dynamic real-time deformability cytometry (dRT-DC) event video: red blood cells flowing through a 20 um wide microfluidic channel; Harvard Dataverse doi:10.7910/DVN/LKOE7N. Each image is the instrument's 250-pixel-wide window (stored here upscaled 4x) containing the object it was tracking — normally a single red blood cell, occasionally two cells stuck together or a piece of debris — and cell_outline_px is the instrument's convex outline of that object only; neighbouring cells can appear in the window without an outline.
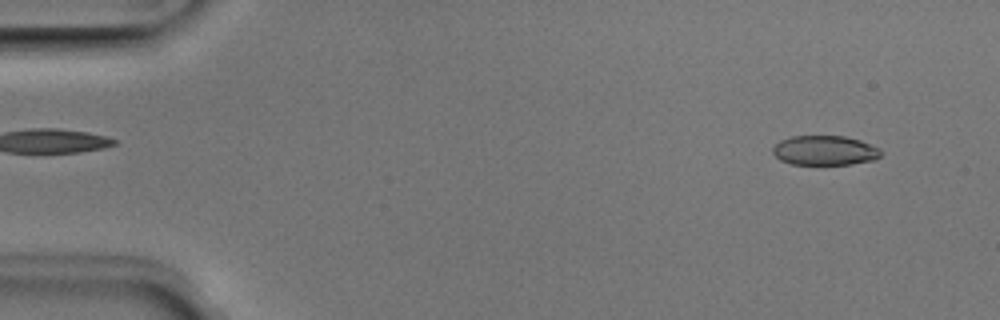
{"species": "Egyptian fruit bat (a non-hibernating species)", "species_latin": "Rousettus aegyptiacus", "temperature_condition": "room temperature", "stored_images_in_passage": 49, "camera_frame_rate_fps": 3000, "um_per_image_px": 0.085, "animal": {"sex": "male"}, "frame": {"image": 1, "passage_image": 3, "time_ms": 0.667, "image_size_px": [1000, 320], "cell_outline_px": [[884, 152], [876, 160], [852, 164], [792, 164], [780, 160], [772, 152], [772, 148], [780, 140], [792, 136], [844, 136], [860, 140], [880, 148]], "centroid_in_image_um": [70.14, 12.79], "position_along_channel_um": 14.9, "area_um2": 18.79}}
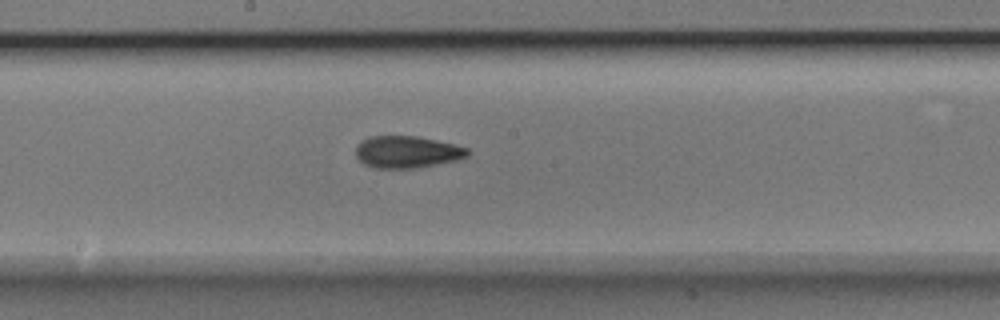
{"frame": {"image": 2, "passage_image": 26, "time_ms": 8.333, "image_size_px": [1000, 320], "cell_outline_px": [[468, 156], [456, 160], [416, 168], [376, 168], [364, 164], [356, 156], [356, 148], [368, 136], [416, 136], [456, 144], [468, 148]], "centroid_in_image_um": [34.61, 12.91], "position_along_channel_um": 213.6, "area_um2": 20.69}}
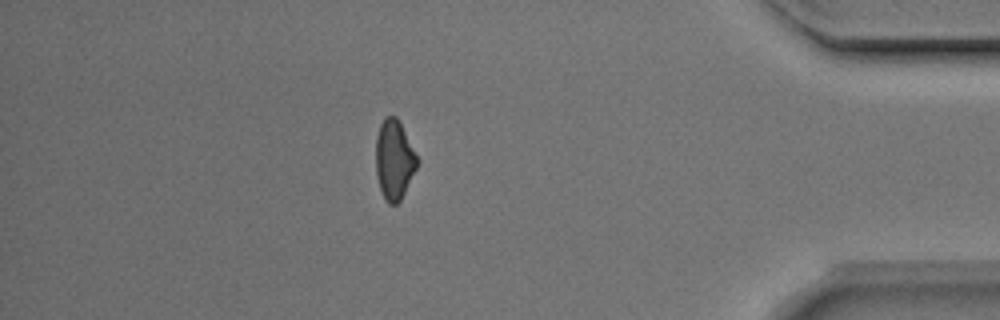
{"frame": {"image": 3, "passage_image": 43, "time_ms": 14.0, "image_size_px": [1000, 320], "cell_outline_px": [[420, 160], [400, 200], [396, 204], [388, 204], [384, 200], [376, 176], [376, 136], [380, 124], [384, 116], [396, 116]], "centroid_in_image_um": [33.49, 13.57], "position_along_channel_um": 401.7, "area_um2": 19.13}, "authors_computed_cell_mechanics": {"area_um2": 20.1722, "velocity_mm_per_s": 4.0152, "shape_relaxation_time_tau1_ms": 5.84, "shape_relaxation_time_tau2_ms": 3.8247, "deformation_change_tau1": 0.1439, "deformation_change_tau2": 0.0961}}